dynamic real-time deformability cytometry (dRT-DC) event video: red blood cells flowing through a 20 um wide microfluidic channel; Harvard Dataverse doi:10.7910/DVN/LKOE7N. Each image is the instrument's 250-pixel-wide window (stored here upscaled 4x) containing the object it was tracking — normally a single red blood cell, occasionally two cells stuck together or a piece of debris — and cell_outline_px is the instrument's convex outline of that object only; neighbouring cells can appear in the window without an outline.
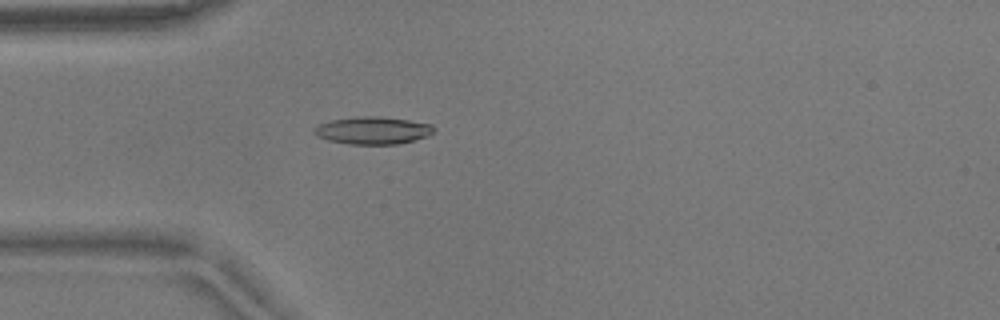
{"species": "common noctule bat (a hibernating species)", "species_latin": "Nyctalus noctula", "temperature_condition": "warm", "stored_images_in_passage": 44, "camera_frame_rate_fps": 3000, "um_per_image_px": 0.085, "animal": {"sex": "male", "body_mass_g": 17.9}, "frame": {"image": 1, "passage_image": 4, "time_ms": 1.0, "image_size_px": [1000, 320], "cell_outline_px": [[436, 132], [428, 136], [400, 144], [348, 144], [328, 140], [316, 136], [312, 132], [312, 128], [320, 124], [332, 120], [356, 116], [380, 116], [408, 120], [432, 124], [436, 128]], "centroid_in_image_um": [31.7, 11.09], "position_along_channel_um": 53.3, "area_um2": 19.42}}
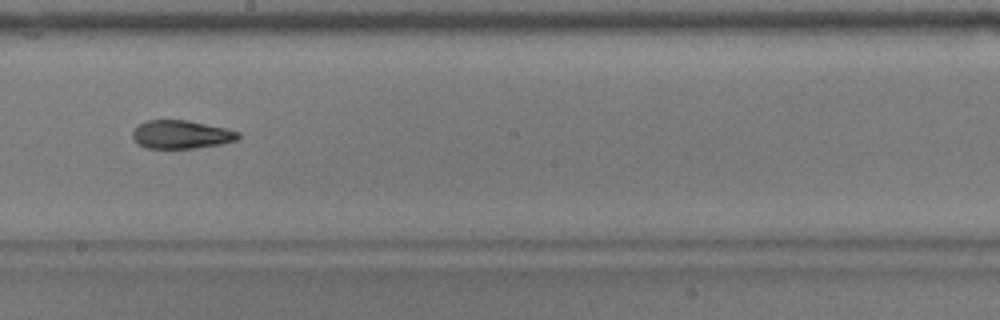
{"frame": {"image": 2, "passage_image": 19, "time_ms": 6.0, "image_size_px": [1000, 320], "cell_outline_px": [[240, 136], [236, 140], [220, 144], [196, 148], [148, 148], [140, 144], [132, 136], [132, 132], [140, 124], [148, 120], [188, 120], [224, 128], [240, 132]], "centroid_in_image_um": [15.42, 11.43], "position_along_channel_um": 232.8, "area_um2": 17.17}}
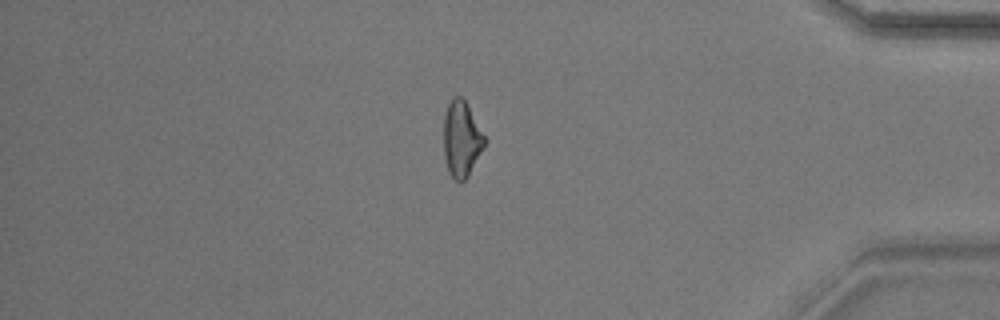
{"frame": {"image": 3, "passage_image": 35, "time_ms": 11.333, "image_size_px": [1000, 320], "cell_outline_px": [[484, 144], [468, 176], [464, 180], [456, 180], [448, 172], [444, 156], [444, 116], [448, 104], [452, 96], [460, 96], [468, 104], [484, 136]], "centroid_in_image_um": [39.2, 11.78], "position_along_channel_um": 396.0, "area_um2": 17.69}}